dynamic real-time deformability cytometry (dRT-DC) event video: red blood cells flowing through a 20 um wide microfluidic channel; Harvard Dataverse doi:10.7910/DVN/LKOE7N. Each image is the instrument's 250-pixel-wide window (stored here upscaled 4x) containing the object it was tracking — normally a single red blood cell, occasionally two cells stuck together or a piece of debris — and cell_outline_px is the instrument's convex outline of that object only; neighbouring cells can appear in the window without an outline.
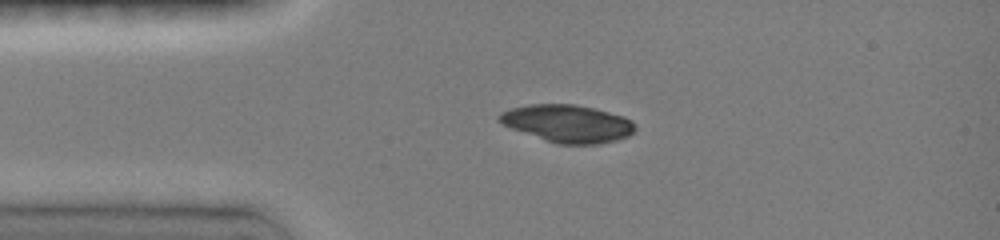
{"species": "common noctule bat (a hibernating species)", "species_latin": "Nyctalus noctula", "temperature_condition": "room temperature", "stored_images_in_passage": 37, "camera_frame_rate_fps": 3000, "um_per_image_px": 0.085, "animal": {"sex": "female", "body_mass_g": 19.0, "forearm_length_mm": 51.5}, "frame": {"image": 1, "passage_image": 1, "time_ms": 0.0, "image_size_px": [1000, 240], "cell_outline_px": [[636, 128], [628, 136], [616, 140], [600, 144], [560, 144], [512, 128], [504, 124], [496, 116], [500, 112], [512, 108], [528, 104], [572, 104], [592, 108], [624, 116], [632, 120]], "centroid_in_image_um": [48.27, 10.49], "position_along_channel_um": 36.7, "area_um2": 29.25}}
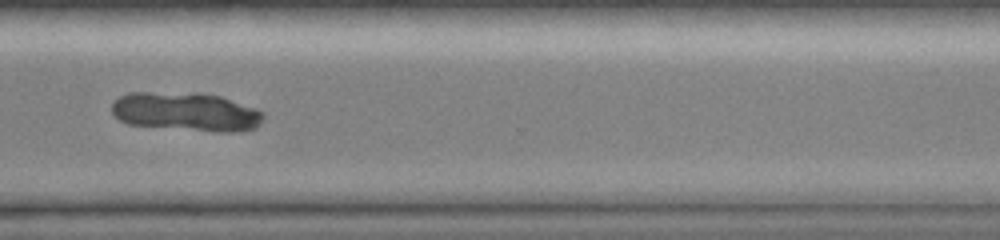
{"frame": {"image": 2, "passage_image": 26, "time_ms": 8.333, "image_size_px": [1000, 240], "cell_outline_px": [[264, 116], [260, 124], [256, 128], [236, 132], [216, 132], [128, 124], [120, 120], [112, 112], [112, 104], [120, 96], [128, 92], [196, 92], [220, 96], [256, 108], [264, 112]], "centroid_in_image_um": [15.84, 9.49], "position_along_channel_um": 354.8, "area_um2": 34.51}}
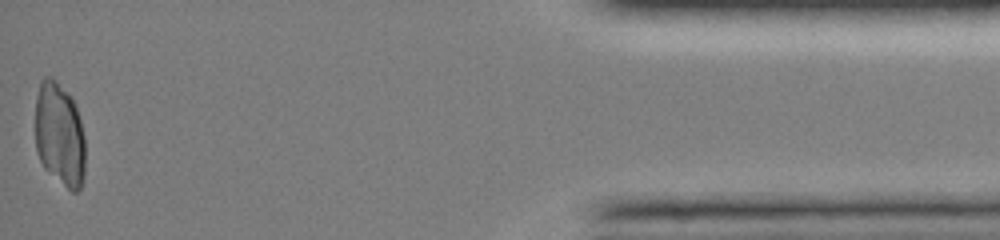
{"frame": {"image": 3, "passage_image": 37, "time_ms": 12.0, "image_size_px": [1000, 240], "cell_outline_px": [[84, 176], [80, 188], [76, 192], [72, 192], [48, 172], [44, 168], [36, 152], [36, 96], [40, 80], [44, 76], [52, 76], [56, 80], [76, 104], [84, 136]], "centroid_in_image_um": [5.05, 11.42], "position_along_channel_um": 430.1, "area_um2": 30.35}}